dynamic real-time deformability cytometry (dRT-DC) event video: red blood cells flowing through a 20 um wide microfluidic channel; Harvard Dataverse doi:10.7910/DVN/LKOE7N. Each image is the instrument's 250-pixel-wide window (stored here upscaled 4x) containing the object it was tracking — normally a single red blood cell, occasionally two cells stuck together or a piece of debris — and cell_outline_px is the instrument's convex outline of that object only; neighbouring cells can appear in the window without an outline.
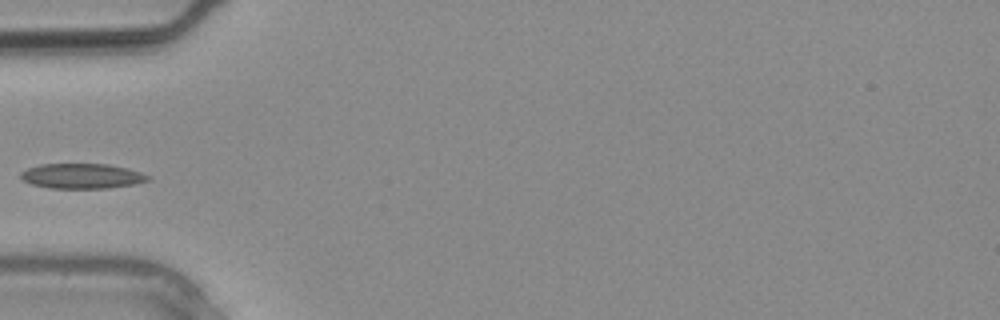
{"species": "common noctule bat (a hibernating species)", "species_latin": "Nyctalus noctula", "temperature_condition": "warm", "stored_images_in_passage": 3, "camera_frame_rate_fps": 3000, "um_per_image_px": 0.085, "animal": {"sex": "male", "body_mass_g": 20.4}, "frame": {"image": 1, "passage_image": 3, "time_ms": 0.667, "image_size_px": [1000, 320], "cell_outline_px": [[152, 180], [132, 184], [108, 188], [52, 188], [32, 184], [24, 180], [20, 176], [20, 172], [28, 168], [40, 164], [108, 164], [128, 168], [152, 176]], "centroid_in_image_um": [7.0, 14.96], "position_along_channel_um": 78.0, "area_um2": 18.55}}